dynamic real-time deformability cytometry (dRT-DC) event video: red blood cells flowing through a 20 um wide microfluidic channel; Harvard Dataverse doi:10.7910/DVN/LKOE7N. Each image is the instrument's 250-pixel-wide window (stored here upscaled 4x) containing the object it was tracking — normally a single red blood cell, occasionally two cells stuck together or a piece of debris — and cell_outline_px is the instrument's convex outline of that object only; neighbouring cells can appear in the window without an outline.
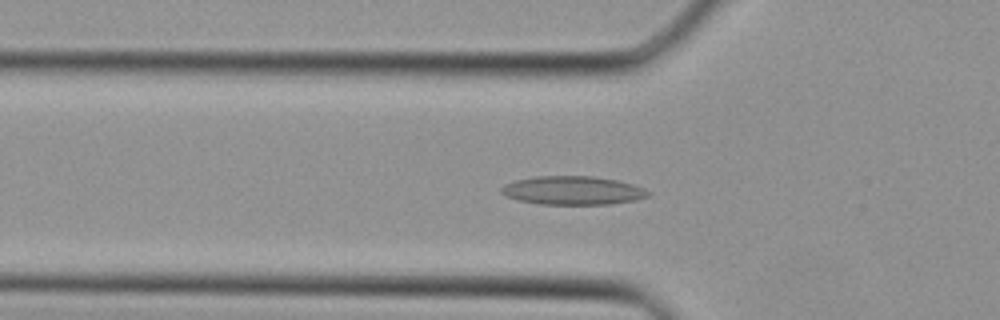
{"species": "Egyptian fruit bat (a non-hibernating species)", "species_latin": "Rousettus aegyptiacus", "temperature_condition": "cold", "stored_images_in_passage": 36, "camera_frame_rate_fps": 3000, "um_per_image_px": 0.085, "animal": {"sex": "female"}, "frame": {"image": 1, "passage_image": 12, "time_ms": 3.667, "image_size_px": [1000, 320], "cell_outline_px": [[652, 192], [648, 196], [636, 200], [612, 204], [540, 204], [516, 200], [504, 196], [500, 192], [500, 188], [504, 184], [516, 180], [536, 176], [592, 176], [616, 180], [632, 184], [644, 188]], "centroid_in_image_um": [48.66, 16.19], "position_along_channel_um": 77.1, "area_um2": 24.62}}
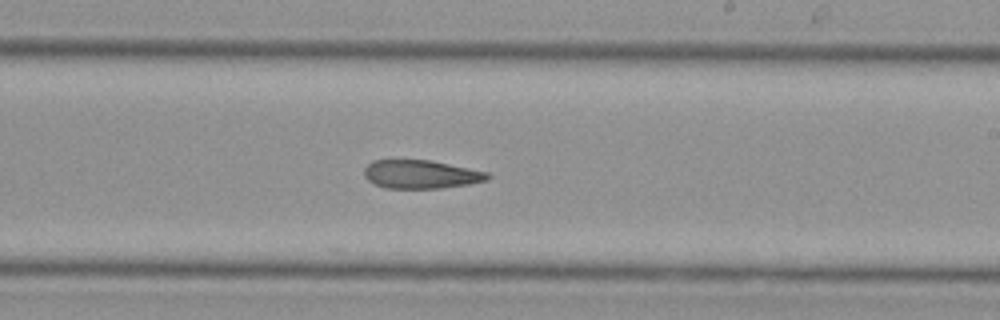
{"frame": {"image": 2, "passage_image": 22, "time_ms": 7.0, "image_size_px": [1000, 320], "cell_outline_px": [[492, 176], [488, 180], [468, 184], [440, 188], [384, 188], [368, 180], [364, 176], [364, 168], [372, 160], [432, 160], [488, 172]], "centroid_in_image_um": [35.79, 14.81], "position_along_channel_um": 253.2, "area_um2": 20.52}}
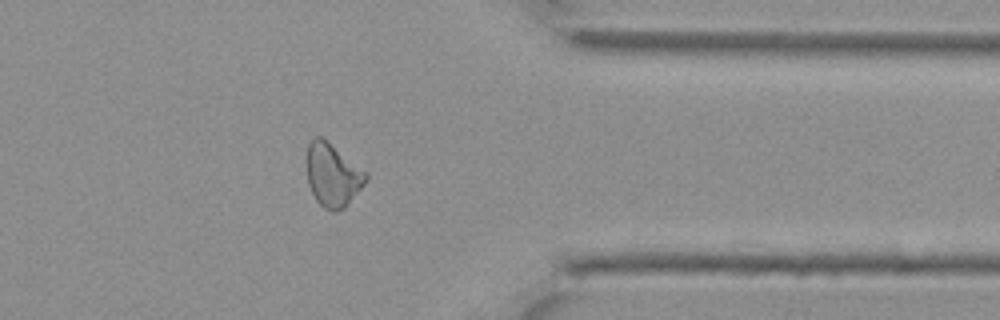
{"frame": {"image": 3, "passage_image": 30, "time_ms": 9.667, "image_size_px": [1000, 320], "cell_outline_px": [[368, 180], [344, 208], [336, 212], [332, 212], [324, 208], [316, 200], [308, 184], [308, 144], [316, 136], [320, 136], [368, 172]], "centroid_in_image_um": [28.31, 14.91], "position_along_channel_um": 383.1, "area_um2": 21.5}}